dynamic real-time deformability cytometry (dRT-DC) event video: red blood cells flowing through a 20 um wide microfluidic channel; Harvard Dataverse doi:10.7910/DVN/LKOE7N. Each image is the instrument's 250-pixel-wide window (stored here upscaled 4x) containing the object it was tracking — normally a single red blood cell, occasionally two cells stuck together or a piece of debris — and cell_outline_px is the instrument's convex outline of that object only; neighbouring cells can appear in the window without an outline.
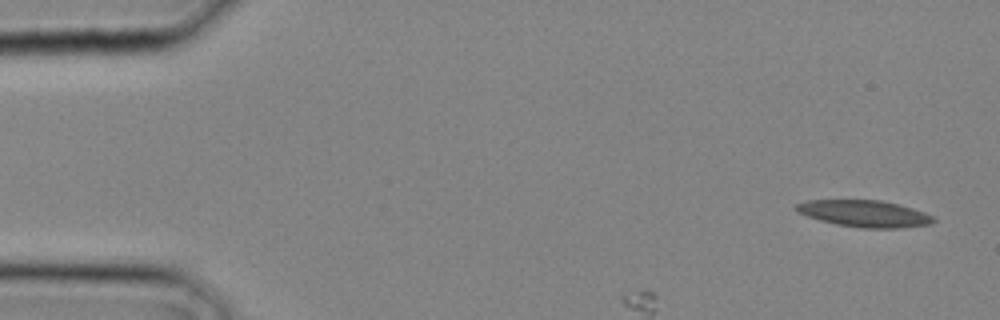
{"species": "common noctule bat (a hibernating species)", "species_latin": "Nyctalus noctula", "temperature_condition": "cold", "stored_images_in_passage": 7, "camera_frame_rate_fps": 3000, "um_per_image_px": 0.085, "animal": {"sex": "male", "body_mass_g": 20.4}, "frame": {"image": 1, "passage_image": 1, "time_ms": 0.0, "image_size_px": [1000, 320], "cell_outline_px": [[936, 220], [932, 224], [896, 228], [860, 228], [836, 224], [820, 220], [796, 212], [792, 208], [796, 204], [808, 200], [880, 200], [912, 208], [924, 212], [932, 216]], "centroid_in_image_um": [73.44, 18.16], "position_along_channel_um": 11.6, "area_um2": 21.33}}